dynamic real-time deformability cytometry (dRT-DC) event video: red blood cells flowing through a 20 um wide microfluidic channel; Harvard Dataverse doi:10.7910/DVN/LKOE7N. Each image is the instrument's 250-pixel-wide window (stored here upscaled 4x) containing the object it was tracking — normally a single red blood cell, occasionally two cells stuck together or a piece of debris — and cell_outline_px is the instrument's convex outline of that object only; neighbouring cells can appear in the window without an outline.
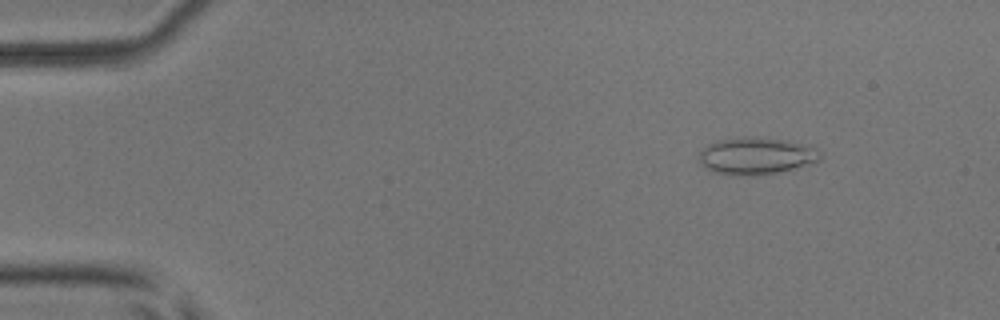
{"species": "common noctule bat (a hibernating species)", "species_latin": "Nyctalus noctula", "temperature_condition": "room temperature", "stored_images_in_passage": 15, "camera_frame_rate_fps": 3000, "um_per_image_px": 0.085, "animal": {"sex": "male", "body_mass_g": 17.9, "forearm_length_mm": 54.2}, "frame": {"image": 1, "passage_image": 7, "time_ms": 2.0, "image_size_px": [1000, 320], "cell_outline_px": [[820, 160], [792, 168], [776, 172], [752, 176], [732, 176], [712, 172], [704, 168], [700, 164], [696, 156], [708, 144], [720, 140], [744, 136], [756, 136], [788, 140], [816, 144], [820, 152]], "centroid_in_image_um": [64.27, 13.23], "position_along_channel_um": 20.7, "area_um2": 26.88}}